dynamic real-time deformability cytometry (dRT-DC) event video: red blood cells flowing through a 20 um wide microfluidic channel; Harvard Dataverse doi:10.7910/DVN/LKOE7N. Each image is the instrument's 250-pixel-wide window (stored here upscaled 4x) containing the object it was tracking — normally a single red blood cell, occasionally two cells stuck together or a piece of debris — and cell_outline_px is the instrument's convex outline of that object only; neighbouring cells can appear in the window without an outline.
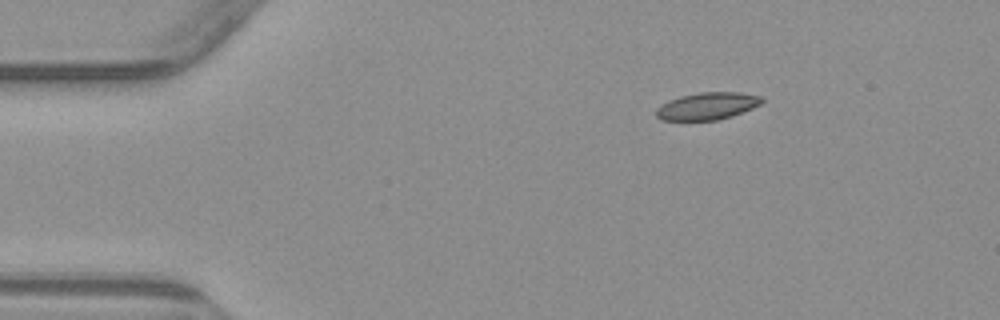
{"species": "common noctule bat (a hibernating species)", "species_latin": "Nyctalus noctula", "temperature_condition": "warm", "stored_images_in_passage": 3, "camera_frame_rate_fps": 3000, "um_per_image_px": 0.085, "animal": {"sex": "male", "body_mass_g": 23.1, "forearm_length_mm": 52.7}, "frame": {"image": 1, "passage_image": 1, "time_ms": 0.0, "image_size_px": [1000, 320], "cell_outline_px": [[764, 100], [760, 104], [752, 108], [732, 116], [716, 120], [660, 120], [656, 116], [656, 108], [668, 100], [680, 96], [700, 92], [740, 92], [764, 96]], "centroid_in_image_um": [60.13, 9.0], "position_along_channel_um": 24.9, "area_um2": 16.88}}